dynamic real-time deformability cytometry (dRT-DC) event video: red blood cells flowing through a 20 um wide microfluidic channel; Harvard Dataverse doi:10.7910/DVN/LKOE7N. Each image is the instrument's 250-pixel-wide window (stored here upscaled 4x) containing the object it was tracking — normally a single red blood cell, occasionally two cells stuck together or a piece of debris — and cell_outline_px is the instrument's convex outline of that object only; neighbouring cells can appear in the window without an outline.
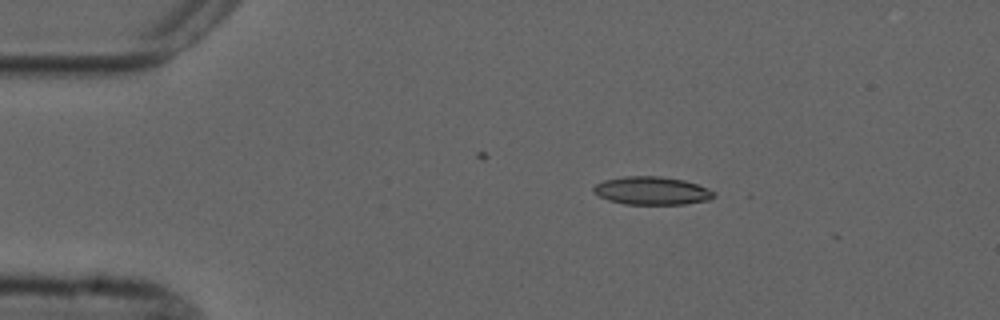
{"species": "common noctule bat (a hibernating species)", "species_latin": "Nyctalus noctula", "temperature_condition": "cold", "stored_images_in_passage": 3, "camera_frame_rate_fps": 3000, "um_per_image_px": 0.085, "animal": {"sex": "male", "forearm_length_mm": 52.5}, "frame": {"image": 1, "passage_image": 1, "time_ms": 0.0, "image_size_px": [1000, 320], "cell_outline_px": [[716, 196], [712, 200], [684, 204], [624, 204], [608, 200], [592, 192], [592, 188], [596, 184], [604, 180], [624, 176], [660, 176], [684, 180], [708, 188], [716, 192]], "centroid_in_image_um": [55.43, 16.21], "position_along_channel_um": 29.6, "area_um2": 19.88}}
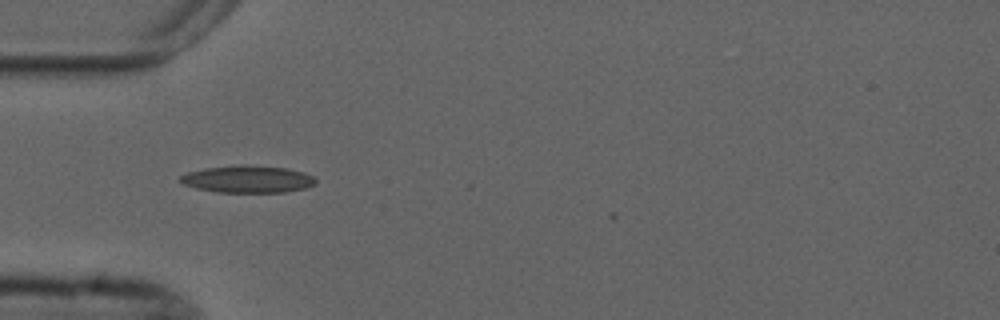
{"frame": {"image": 2, "passage_image": 2, "time_ms": 2.333, "image_size_px": [1000, 320], "cell_outline_px": [[316, 184], [308, 188], [284, 192], [216, 192], [196, 188], [184, 184], [180, 180], [180, 176], [188, 172], [204, 168], [240, 164], [244, 164], [288, 168], [304, 172], [312, 176], [316, 180]], "centroid_in_image_um": [21.08, 15.22], "position_along_channel_um": 63.9, "area_um2": 21.62}}